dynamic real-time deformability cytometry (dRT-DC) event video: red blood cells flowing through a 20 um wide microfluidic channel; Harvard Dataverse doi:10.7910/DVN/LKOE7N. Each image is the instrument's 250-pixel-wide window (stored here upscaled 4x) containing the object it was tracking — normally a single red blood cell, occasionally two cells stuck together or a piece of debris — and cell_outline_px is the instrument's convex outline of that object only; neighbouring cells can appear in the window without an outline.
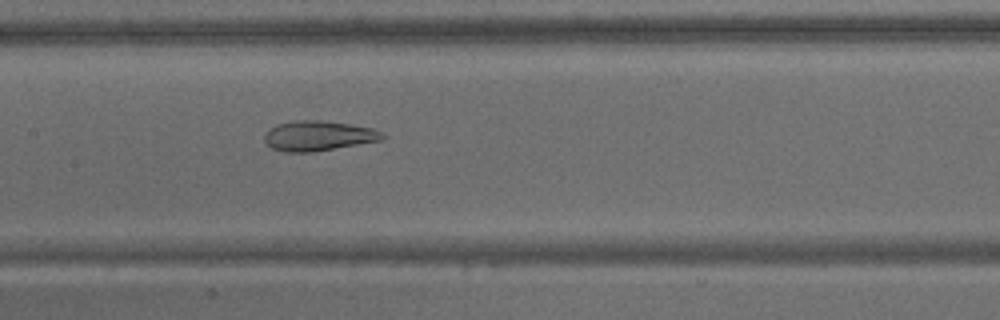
{"species": "common noctule bat (a hibernating species)", "species_latin": "Nyctalus noctula", "temperature_condition": "warm", "stored_images_in_passage": 57, "camera_frame_rate_fps": 3000, "um_per_image_px": 0.085, "animal": {"sex": "male", "body_mass_g": 15.6}, "frame": {"image": 1, "passage_image": 23, "time_ms": 7.333, "image_size_px": [1000, 320], "cell_outline_px": [[388, 136], [380, 140], [312, 152], [284, 152], [272, 148], [264, 140], [264, 132], [276, 124], [296, 120], [320, 120], [352, 124], [372, 128]], "centroid_in_image_um": [27.02, 11.53], "position_along_channel_um": 180.4, "area_um2": 20.58}}
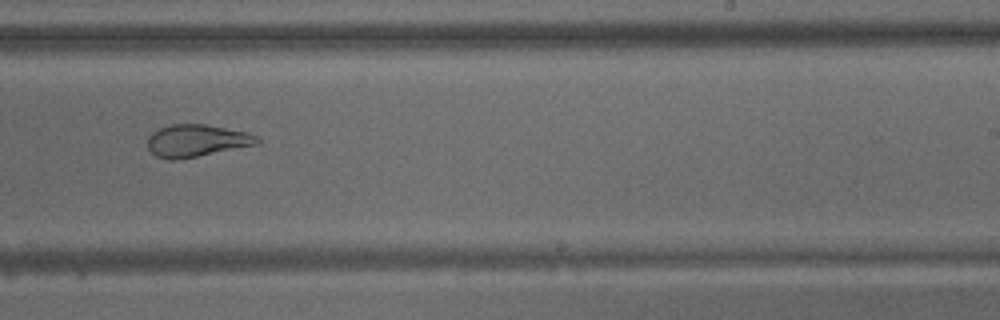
{"frame": {"image": 2, "passage_image": 32, "time_ms": 10.333, "image_size_px": [1000, 320], "cell_outline_px": [[260, 144], [176, 160], [168, 160], [156, 156], [148, 148], [148, 136], [152, 132], [160, 128], [172, 124], [204, 124], [248, 132], [256, 136], [260, 140]], "centroid_in_image_um": [16.71, 11.96], "position_along_channel_um": 272.3, "area_um2": 20.58}}
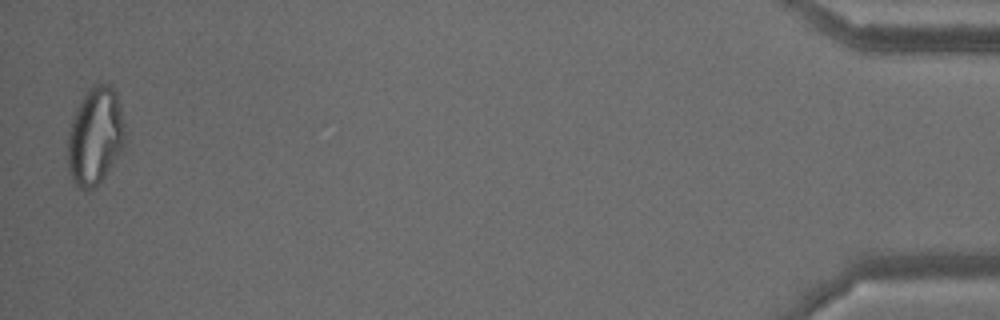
{"frame": {"image": 3, "passage_image": 56, "time_ms": 18.333, "image_size_px": [1000, 320], "cell_outline_px": [[124, 140], [120, 152], [104, 176], [88, 192], [80, 188], [72, 180], [68, 168], [68, 132], [72, 120], [80, 100], [84, 92], [92, 84], [112, 84], [116, 92], [124, 124]], "centroid_in_image_um": [8.07, 11.53], "position_along_channel_um": 427.1, "area_um2": 32.31}, "authors_computed_cell_mechanics": {"area_um2": 27.3394, "velocity_mm_per_s": 3.076, "shape_relaxation_time_tau1_ms": null, "shape_relaxation_time_tau2_ms": 2.1101, "deformation_change_tau1": null, "deformation_change_tau2": 0.0959}}